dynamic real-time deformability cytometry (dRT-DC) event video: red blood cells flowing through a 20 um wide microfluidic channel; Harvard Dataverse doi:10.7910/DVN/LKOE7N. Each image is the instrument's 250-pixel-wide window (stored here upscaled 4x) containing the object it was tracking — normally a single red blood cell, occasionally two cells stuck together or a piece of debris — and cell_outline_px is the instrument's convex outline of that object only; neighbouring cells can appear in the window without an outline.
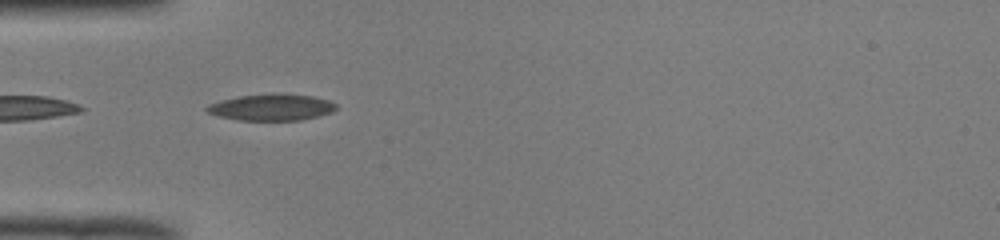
{"species": "common noctule bat (a hibernating species)", "species_latin": "Nyctalus noctula", "temperature_condition": "room temperature", "stored_images_in_passage": 37, "camera_frame_rate_fps": 3000, "um_per_image_px": 0.085, "animal": {"sex": "male", "body_mass_g": 19.0, "forearm_length_mm": 50.8}, "frame": {"image": 1, "passage_image": 2, "time_ms": 0.333, "image_size_px": [1000, 240], "cell_outline_px": [[336, 108], [332, 112], [300, 120], [240, 120], [220, 116], [208, 112], [204, 108], [208, 104], [240, 96], [272, 92], [276, 92], [312, 96], [328, 100], [336, 104]], "centroid_in_image_um": [23.09, 9.1], "position_along_channel_um": 61.9, "area_um2": 19.88}}
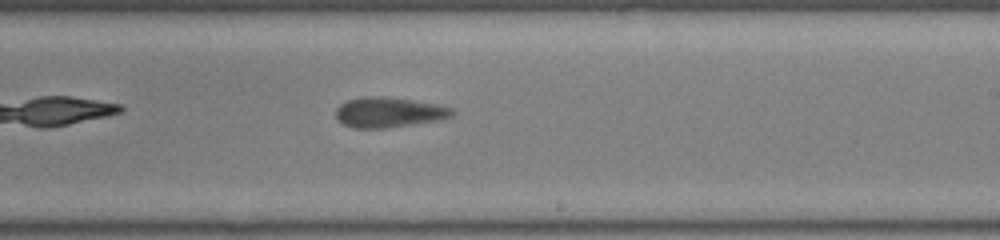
{"frame": {"image": 2, "passage_image": 17, "time_ms": 5.333, "image_size_px": [1000, 240], "cell_outline_px": [[452, 116], [440, 120], [384, 128], [352, 128], [344, 124], [336, 116], [336, 108], [340, 104], [348, 100], [368, 96], [380, 96], [412, 100], [436, 104], [452, 108]], "centroid_in_image_um": [33.03, 9.55], "position_along_channel_um": 256.0, "area_um2": 20.17}}
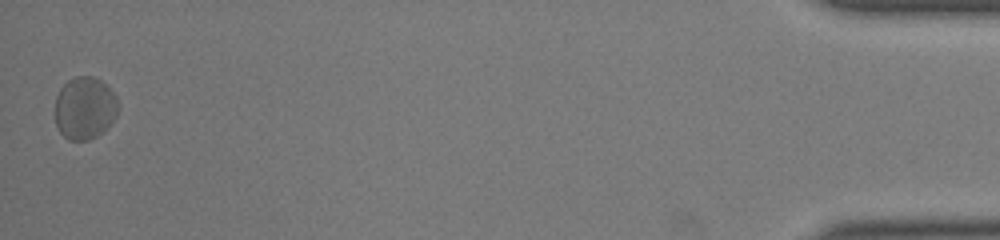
{"frame": {"image": 3, "passage_image": 37, "time_ms": 12.0, "image_size_px": [1000, 240], "cell_outline_px": [[116, 116], [108, 128], [104, 132], [88, 140], [68, 140], [60, 132], [56, 124], [56, 96], [60, 88], [68, 80], [76, 76], [92, 76], [100, 80], [116, 96]], "centroid_in_image_um": [7.19, 9.2], "position_along_channel_um": 428.0, "area_um2": 22.83}, "authors_computed_cell_mechanics": {"area_um2": 20.808, "velocity_mm_per_s": 3.931, "shape_relaxation_time_tau1_ms": 4.0684, "shape_relaxation_time_tau2_ms": 2.1112, "deformation_change_tau1": 0.064, "deformation_change_tau2": 0.0817}}